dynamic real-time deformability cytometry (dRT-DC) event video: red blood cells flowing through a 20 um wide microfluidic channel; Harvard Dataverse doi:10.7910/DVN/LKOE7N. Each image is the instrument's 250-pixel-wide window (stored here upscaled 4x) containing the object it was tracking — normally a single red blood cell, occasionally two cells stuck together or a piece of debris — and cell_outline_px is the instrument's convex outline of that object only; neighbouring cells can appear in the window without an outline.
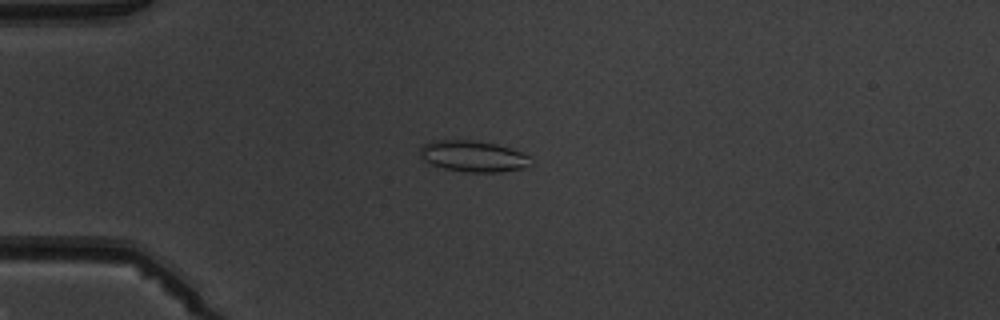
{"species": "common noctule bat (a hibernating species)", "species_latin": "Nyctalus noctula", "temperature_condition": "warm", "stored_images_in_passage": 7, "camera_frame_rate_fps": 3000, "um_per_image_px": 0.085, "animal": {"sex": "male", "body_mass_g": 19.5, "forearm_length_mm": 54.6}, "frame": {"image": 1, "passage_image": 4, "time_ms": 3.667, "image_size_px": [1000, 320], "cell_outline_px": [[532, 164], [524, 168], [500, 172], [464, 172], [444, 168], [432, 164], [424, 160], [420, 156], [420, 148], [424, 144], [432, 140], [476, 140], [496, 144], [512, 148], [528, 156]], "centroid_in_image_um": [40.22, 13.28], "position_along_channel_um": 44.8, "area_um2": 20.17}}
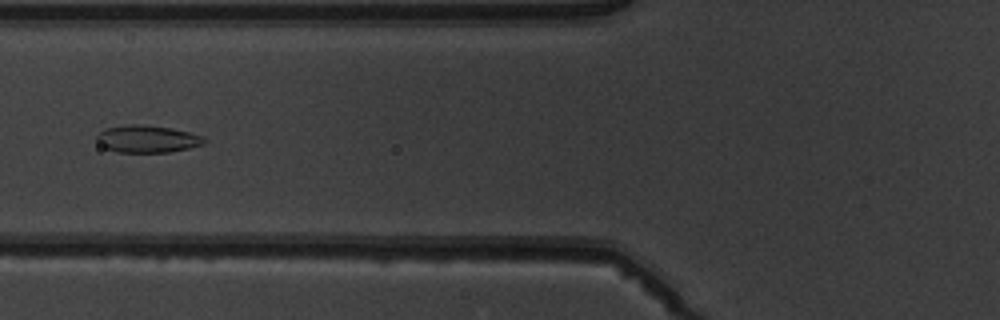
{"frame": {"image": 2, "passage_image": 6, "time_ms": 6.0, "image_size_px": [1000, 320], "cell_outline_px": [[208, 140], [204, 144], [188, 148], [168, 152], [116, 152], [104, 148], [96, 140], [96, 136], [100, 132], [108, 128], [132, 124], [140, 124], [172, 128], [204, 136]], "centroid_in_image_um": [12.54, 11.81], "position_along_channel_um": 113.3, "area_um2": 17.05}}
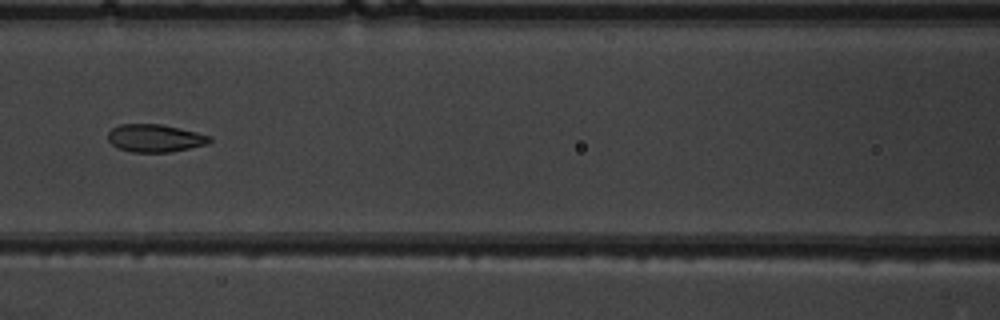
{"frame": {"image": 3, "passage_image": 7, "time_ms": 7.0, "image_size_px": [1000, 320], "cell_outline_px": [[212, 140], [208, 144], [172, 152], [132, 152], [116, 148], [108, 140], [108, 132], [112, 128], [120, 124], [160, 124], [196, 132], [212, 136]], "centroid_in_image_um": [13.17, 11.75], "position_along_channel_um": 153.4, "area_um2": 16.53}}